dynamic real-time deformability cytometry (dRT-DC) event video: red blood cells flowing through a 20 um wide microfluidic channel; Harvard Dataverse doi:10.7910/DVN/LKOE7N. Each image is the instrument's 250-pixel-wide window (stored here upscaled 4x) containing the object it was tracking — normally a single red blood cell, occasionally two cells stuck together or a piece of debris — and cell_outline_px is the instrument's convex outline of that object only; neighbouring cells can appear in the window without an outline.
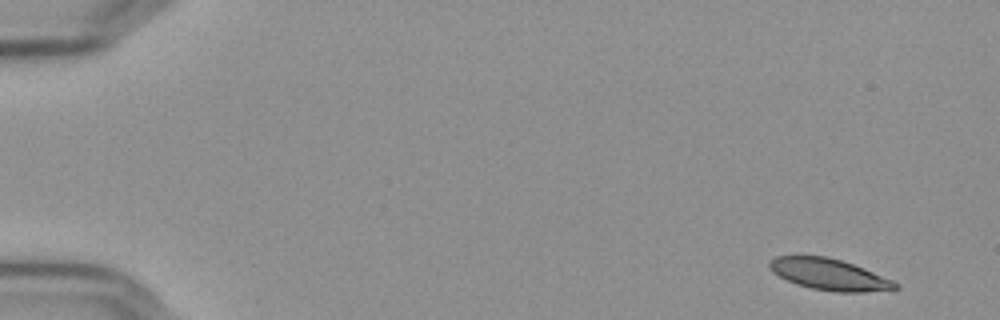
{"species": "Egyptian fruit bat (a non-hibernating species)", "species_latin": "Rousettus aegyptiacus", "temperature_condition": "cold", "stored_images_in_passage": 5, "camera_frame_rate_fps": 3000, "um_per_image_px": 0.085, "frame": {"image": 1, "passage_image": 1, "time_ms": 0.0, "image_size_px": [1000, 320], "cell_outline_px": [[900, 288], [864, 292], [836, 292], [812, 288], [796, 284], [772, 272], [768, 268], [768, 260], [776, 256], [828, 256], [864, 268], [892, 280], [900, 284]], "centroid_in_image_um": [70.46, 23.32], "position_along_channel_um": 14.5, "area_um2": 22.89}}
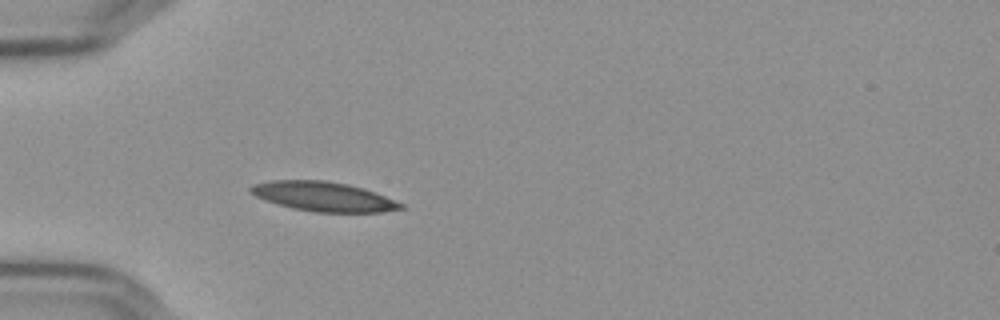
{"frame": {"image": 2, "passage_image": 5, "time_ms": 1.333, "image_size_px": [1000, 320], "cell_outline_px": [[404, 208], [380, 212], [316, 212], [292, 208], [276, 204], [264, 200], [248, 192], [248, 188], [252, 184], [272, 180], [324, 180], [348, 184], [364, 188], [404, 204]], "centroid_in_image_um": [27.44, 16.7], "position_along_channel_um": 57.6, "area_um2": 25.84}}